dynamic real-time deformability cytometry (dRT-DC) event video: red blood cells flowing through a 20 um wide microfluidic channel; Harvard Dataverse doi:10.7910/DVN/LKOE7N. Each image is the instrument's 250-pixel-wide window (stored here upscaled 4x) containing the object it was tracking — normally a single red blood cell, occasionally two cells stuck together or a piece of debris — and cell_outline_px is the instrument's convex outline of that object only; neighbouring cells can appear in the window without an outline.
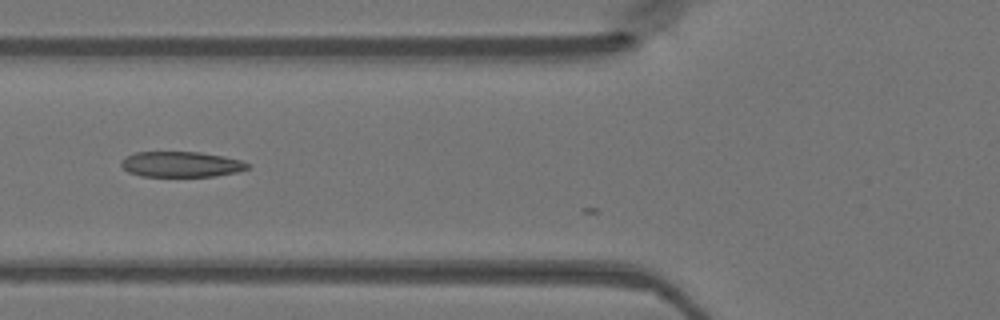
{"species": "Egyptian fruit bat (a non-hibernating species)", "species_latin": "Rousettus aegyptiacus", "temperature_condition": "warm", "stored_images_in_passage": 14, "camera_frame_rate_fps": 3000, "um_per_image_px": 0.085, "animal": {"sex": "female"}, "frame": {"image": 1, "passage_image": 3, "time_ms": 0.667, "image_size_px": [1000, 320], "cell_outline_px": [[248, 168], [236, 172], [212, 176], [140, 176], [128, 172], [120, 164], [120, 160], [124, 156], [136, 152], [200, 152], [224, 156], [240, 160], [248, 164]], "centroid_in_image_um": [15.33, 13.96], "position_along_channel_um": 110.5, "area_um2": 18.73}}
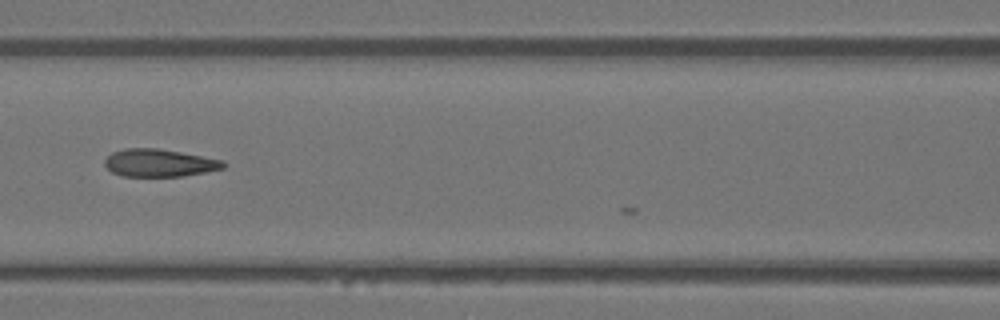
{"frame": {"image": 2, "passage_image": 6, "time_ms": 1.667, "image_size_px": [1000, 320], "cell_outline_px": [[228, 164], [224, 168], [184, 176], [124, 176], [112, 172], [104, 164], [104, 160], [112, 152], [124, 148], [156, 148], [180, 152], [224, 160]], "centroid_in_image_um": [13.55, 13.84], "position_along_channel_um": 153.0, "area_um2": 19.07}}
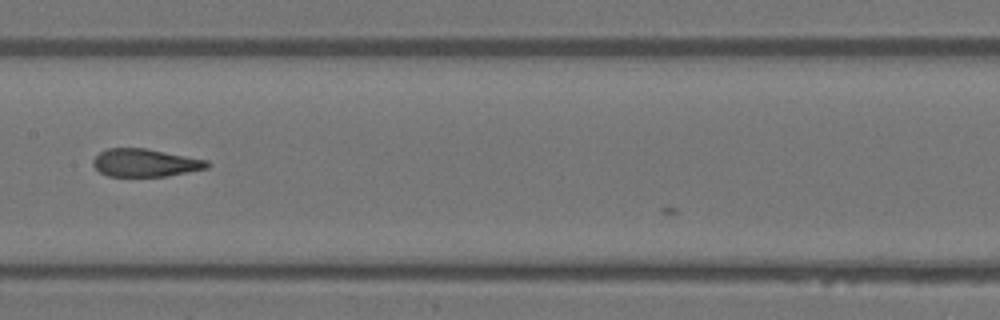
{"frame": {"image": 3, "passage_image": 9, "time_ms": 2.667, "image_size_px": [1000, 320], "cell_outline_px": [[208, 168], [188, 172], [164, 176], [108, 176], [100, 172], [92, 164], [92, 160], [100, 152], [108, 148], [144, 148], [208, 160]], "centroid_in_image_um": [12.32, 13.83], "position_along_channel_um": 195.1, "area_um2": 18.32}}